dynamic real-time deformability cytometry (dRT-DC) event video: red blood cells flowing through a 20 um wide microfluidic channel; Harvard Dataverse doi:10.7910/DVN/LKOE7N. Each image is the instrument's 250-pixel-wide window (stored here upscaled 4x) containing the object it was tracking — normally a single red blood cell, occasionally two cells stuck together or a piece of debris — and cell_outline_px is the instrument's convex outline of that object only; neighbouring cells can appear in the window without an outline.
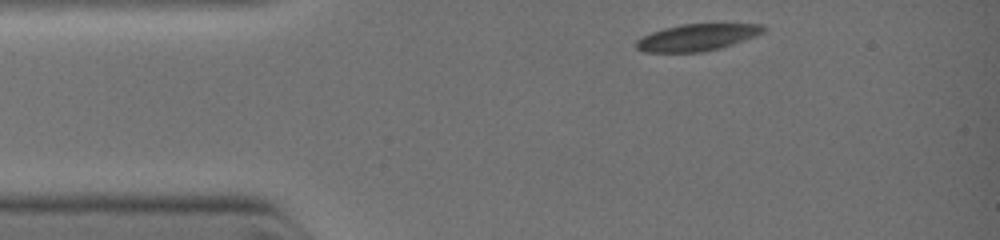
{"species": "common noctule bat (a hibernating species)", "species_latin": "Nyctalus noctula", "temperature_condition": "warm", "stored_images_in_passage": 11, "camera_frame_rate_fps": 3000, "um_per_image_px": 0.085, "animal": {"sex": "female", "body_mass_g": 19.0, "forearm_length_mm": 51.5}, "frame": {"image": 1, "passage_image": 1, "time_ms": 0.0, "image_size_px": [1000, 240], "cell_outline_px": [[764, 28], [760, 32], [752, 36], [716, 48], [700, 52], [648, 52], [636, 48], [636, 40], [652, 32], [664, 28], [684, 24], [760, 24]], "centroid_in_image_um": [59.13, 3.17], "position_along_channel_um": 25.9, "area_um2": 18.96}}
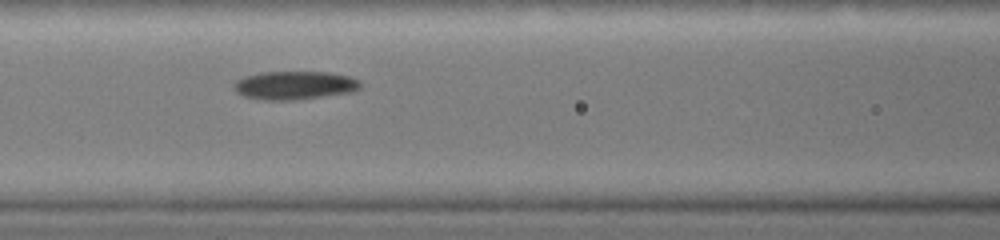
{"frame": {"image": 2, "passage_image": 10, "time_ms": 3.0, "image_size_px": [1000, 240], "cell_outline_px": [[360, 88], [348, 92], [296, 100], [264, 100], [244, 96], [236, 92], [236, 80], [244, 76], [264, 72], [332, 72], [348, 76], [360, 80]], "centroid_in_image_um": [25.04, 7.24], "position_along_channel_um": 141.6, "area_um2": 20.69}}
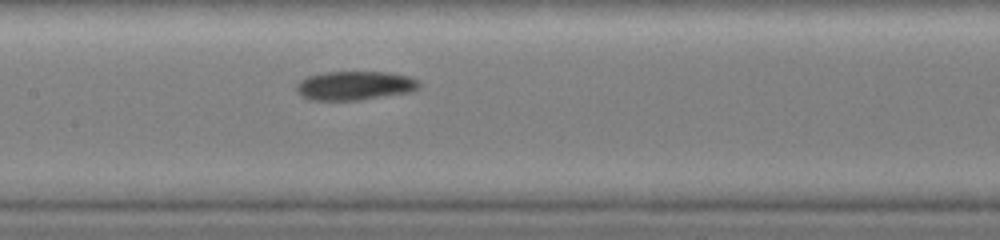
{"frame": {"image": 3, "passage_image": 11, "time_ms": 3.667, "image_size_px": [1000, 240], "cell_outline_px": [[420, 84], [416, 88], [408, 92], [356, 100], [308, 100], [300, 96], [296, 92], [296, 84], [300, 80], [308, 76], [324, 72], [388, 72], [408, 76], [416, 80]], "centroid_in_image_um": [30.06, 7.27], "position_along_channel_um": 177.3, "area_um2": 20.52}}